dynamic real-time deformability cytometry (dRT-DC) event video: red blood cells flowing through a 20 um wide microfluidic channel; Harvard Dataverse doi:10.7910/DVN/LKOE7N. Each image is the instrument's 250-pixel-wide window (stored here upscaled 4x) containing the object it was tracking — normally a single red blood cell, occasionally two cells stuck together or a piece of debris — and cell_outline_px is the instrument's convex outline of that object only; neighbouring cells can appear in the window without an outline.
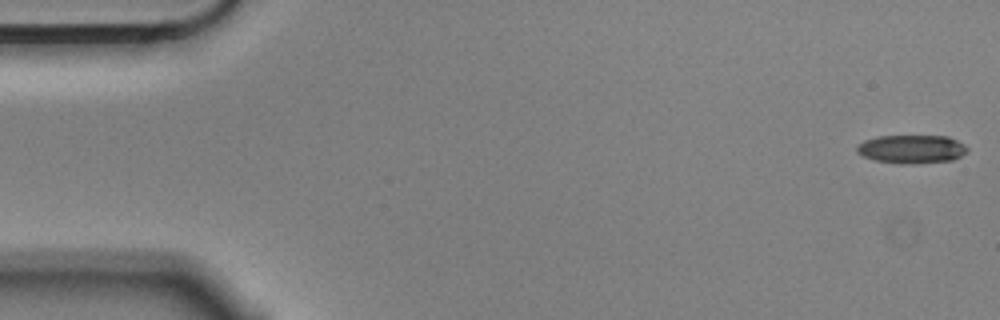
{"species": "Egyptian fruit bat (a non-hibernating species)", "species_latin": "Rousettus aegyptiacus", "temperature_condition": "cold", "stored_images_in_passage": 56, "camera_frame_rate_fps": 3000, "um_per_image_px": 0.085, "animal": {"sex": "male"}, "frame": {"image": 1, "passage_image": 1, "time_ms": 0.0, "image_size_px": [1000, 320], "cell_outline_px": [[968, 152], [952, 160], [900, 164], [876, 160], [860, 156], [856, 152], [856, 148], [864, 140], [876, 136], [948, 136], [964, 144], [968, 148]], "centroid_in_image_um": [77.47, 12.66], "position_along_channel_um": 7.5, "area_um2": 18.26}}
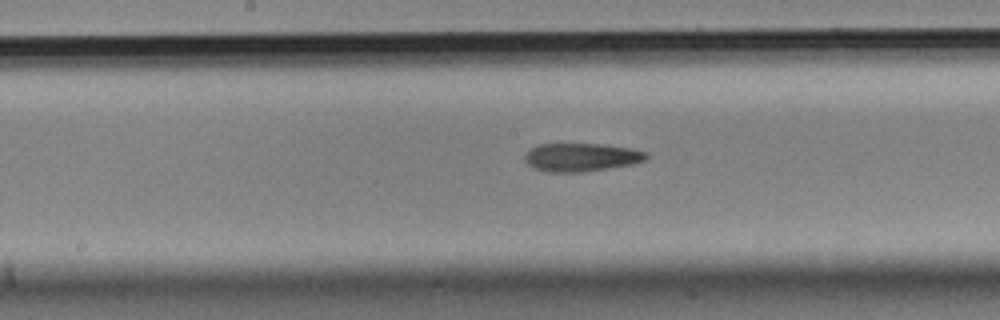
{"frame": {"image": 2, "passage_image": 28, "time_ms": 9.0, "image_size_px": [1000, 320], "cell_outline_px": [[648, 156], [644, 160], [632, 164], [608, 168], [580, 172], [548, 172], [536, 168], [528, 164], [524, 160], [524, 156], [536, 144], [600, 144], [632, 148], [648, 152]], "centroid_in_image_um": [49.42, 13.36], "position_along_channel_um": 198.8, "area_um2": 19.88}}
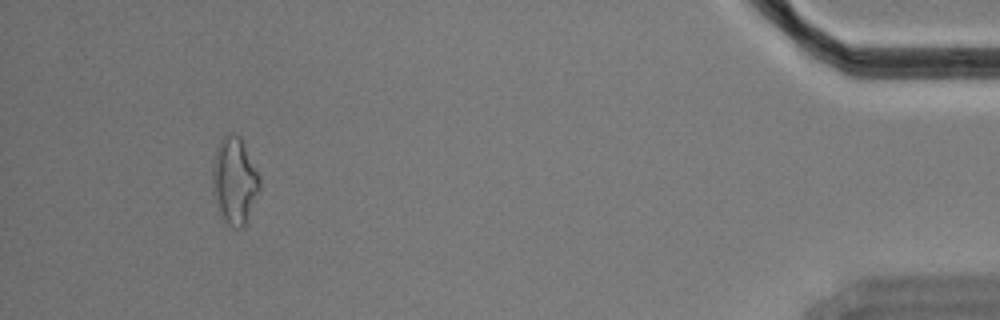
{"frame": {"image": 3, "passage_image": 52, "time_ms": 17.0, "image_size_px": [1000, 320], "cell_outline_px": [[260, 192], [244, 228], [232, 228], [220, 220], [212, 192], [212, 164], [216, 148], [220, 140], [228, 132], [232, 132], [240, 136], [244, 144], [260, 180]], "centroid_in_image_um": [19.9, 15.43], "position_along_channel_um": 415.3, "area_um2": 24.51}, "authors_computed_cell_mechanics": {"area_um2": 20.23, "velocity_mm_per_s": 3.5649, "shape_relaxation_time_tau1_ms": 8.8196, "shape_relaxation_time_tau2_ms": 10.0447, "deformation_change_tau1": 0.1901, "deformation_change_tau2": 0.2318}}